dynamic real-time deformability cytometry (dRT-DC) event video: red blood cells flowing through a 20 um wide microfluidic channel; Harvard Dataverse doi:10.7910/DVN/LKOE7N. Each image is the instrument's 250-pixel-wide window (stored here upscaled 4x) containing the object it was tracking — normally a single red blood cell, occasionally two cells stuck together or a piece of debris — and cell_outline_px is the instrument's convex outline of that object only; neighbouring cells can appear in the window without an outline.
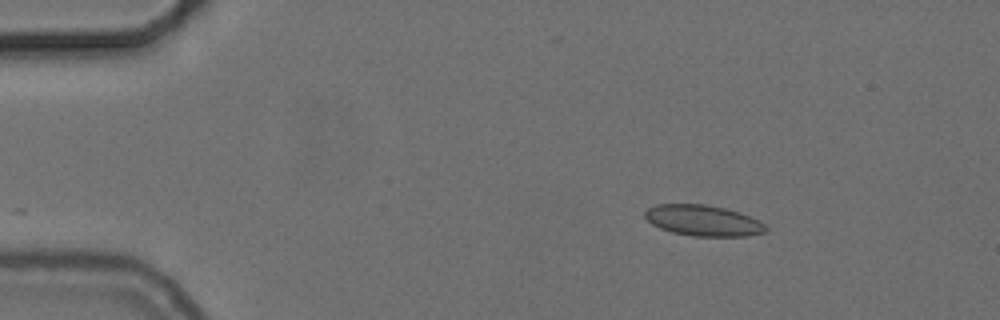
{"species": "common noctule bat (a hibernating species)", "species_latin": "Nyctalus noctula", "temperature_condition": "cold", "stored_images_in_passage": 48, "camera_frame_rate_fps": 3000, "um_per_image_px": 0.085, "animal": {"sex": "female", "body_mass_g": 24.6, "forearm_length_mm": 56.2}, "frame": {"image": 1, "passage_image": 1, "time_ms": 0.0, "image_size_px": [1000, 320], "cell_outline_px": [[768, 232], [748, 236], [692, 236], [672, 232], [660, 228], [652, 224], [644, 216], [644, 212], [648, 208], [656, 204], [704, 204], [724, 208], [740, 212], [760, 220], [768, 228]], "centroid_in_image_um": [59.8, 18.75], "position_along_channel_um": 25.2, "area_um2": 21.91}}
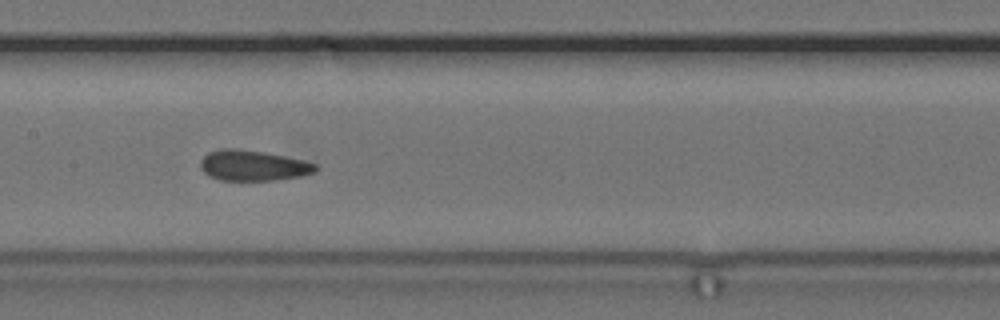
{"frame": {"image": 2, "passage_image": 20, "time_ms": 6.333, "image_size_px": [1000, 320], "cell_outline_px": [[320, 168], [316, 172], [300, 176], [276, 180], [220, 180], [208, 176], [200, 168], [200, 160], [208, 152], [220, 148], [236, 148], [264, 152], [304, 160], [316, 164]], "centroid_in_image_um": [21.5, 14.06], "position_along_channel_um": 185.9, "area_um2": 20.69}}
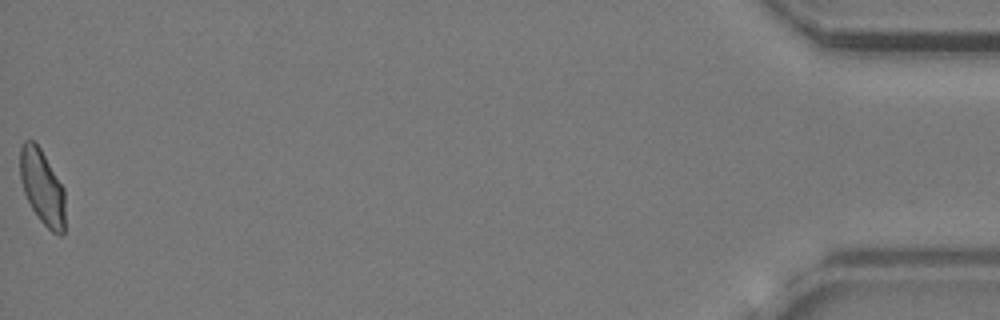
{"frame": {"image": 3, "passage_image": 48, "time_ms": 15.667, "image_size_px": [1000, 320], "cell_outline_px": [[64, 232], [60, 236], [52, 232], [40, 220], [32, 208], [24, 192], [20, 180], [20, 148], [24, 140], [32, 140], [40, 148], [64, 188]], "centroid_in_image_um": [3.58, 15.91], "position_along_channel_um": 431.6, "area_um2": 19.48}, "authors_computed_cell_mechanics": {"area_um2": 20.1722, "velocity_mm_per_s": 3.6992, "shape_relaxation_time_tau1_ms": null, "shape_relaxation_time_tau2_ms": 1.8248, "deformation_change_tau1": null, "deformation_change_tau2": 0.0623}}